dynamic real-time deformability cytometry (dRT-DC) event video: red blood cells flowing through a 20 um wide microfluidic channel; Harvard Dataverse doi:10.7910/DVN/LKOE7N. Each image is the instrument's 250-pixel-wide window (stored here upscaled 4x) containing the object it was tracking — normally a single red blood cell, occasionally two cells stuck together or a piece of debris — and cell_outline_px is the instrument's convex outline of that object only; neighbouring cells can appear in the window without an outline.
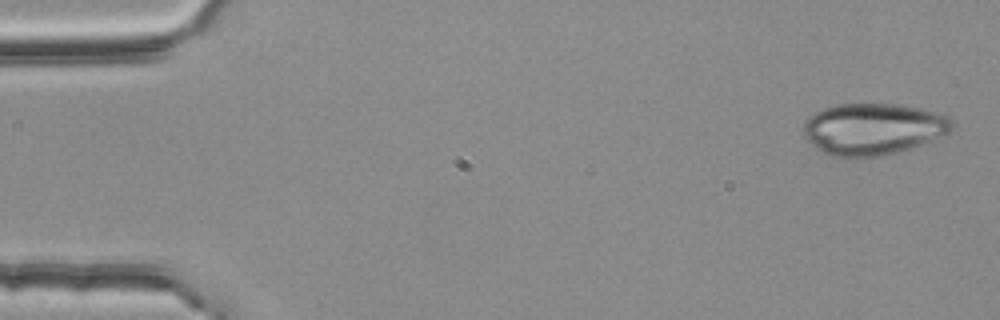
{"species": "common noctule bat (a hibernating species)", "species_latin": "Nyctalus noctula", "temperature_condition": "room temperature", "stored_images_in_passage": 4, "camera_frame_rate_fps": 3000, "um_per_image_px": 0.085, "animal": {"sex": "female", "body_mass_g": 25.1}, "frame": {"image": 1, "passage_image": 1, "time_ms": 0.0, "image_size_px": [1000, 320], "cell_outline_px": [[956, 124], [948, 132], [912, 148], [884, 156], [832, 156], [816, 148], [804, 136], [804, 120], [812, 112], [836, 104], [904, 104], [936, 112], [948, 116]], "centroid_in_image_um": [74.2, 10.94], "position_along_channel_um": 10.8, "area_um2": 44.74}}